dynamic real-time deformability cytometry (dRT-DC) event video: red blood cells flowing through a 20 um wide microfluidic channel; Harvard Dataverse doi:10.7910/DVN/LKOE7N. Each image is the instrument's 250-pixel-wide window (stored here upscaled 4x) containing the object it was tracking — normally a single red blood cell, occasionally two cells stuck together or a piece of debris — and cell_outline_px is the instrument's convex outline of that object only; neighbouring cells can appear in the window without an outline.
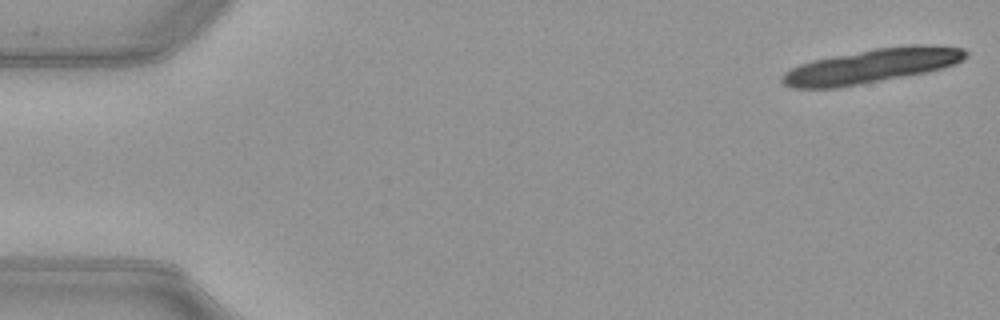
{"species": "common noctule bat (a hibernating species)", "species_latin": "Nyctalus noctula", "temperature_condition": "warm", "stored_images_in_passage": 19, "camera_frame_rate_fps": 3000, "um_per_image_px": 0.085, "animal": {"sex": "female", "body_mass_g": 21.9}, "frame": {"image": 1, "passage_image": 1, "time_ms": 0.0, "image_size_px": [1000, 320], "cell_outline_px": [[968, 56], [964, 60], [956, 64], [928, 72], [840, 88], [792, 88], [784, 84], [780, 80], [780, 76], [784, 72], [800, 64], [812, 60], [876, 48], [908, 44], [924, 44], [964, 48], [968, 52]], "centroid_in_image_um": [74.13, 5.6], "position_along_channel_um": 10.9, "area_um2": 36.93}}
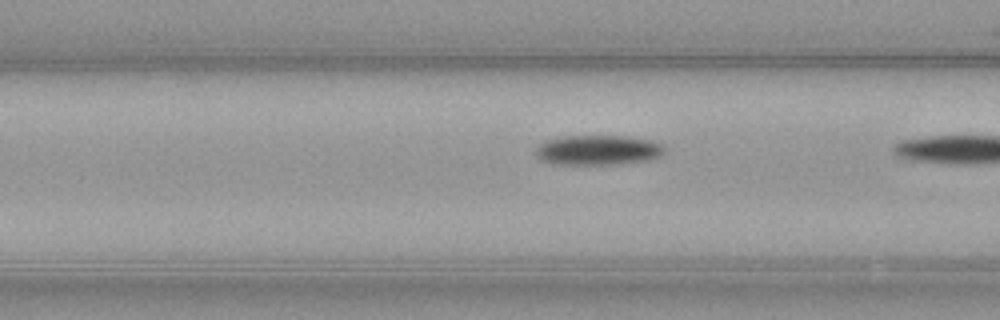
{"frame": {"image": 2, "passage_image": 18, "time_ms": 5.667, "image_size_px": [1000, 320], "cell_outline_px": [[664, 152], [660, 156], [652, 160], [620, 164], [556, 164], [544, 160], [536, 156], [536, 148], [544, 140], [564, 136], [628, 136], [652, 140], [660, 144], [664, 148]], "centroid_in_image_um": [50.86, 12.75], "position_along_channel_um": 115.7, "area_um2": 22.54}}